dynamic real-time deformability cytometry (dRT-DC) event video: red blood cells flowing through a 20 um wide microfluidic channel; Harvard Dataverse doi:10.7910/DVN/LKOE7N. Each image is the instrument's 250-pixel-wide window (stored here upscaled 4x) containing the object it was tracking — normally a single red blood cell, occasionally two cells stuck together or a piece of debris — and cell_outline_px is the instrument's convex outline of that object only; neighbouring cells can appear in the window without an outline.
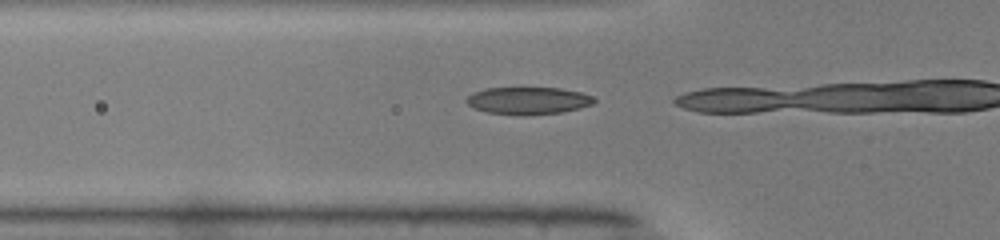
{"species": "common noctule bat (a hibernating species)", "species_latin": "Nyctalus noctula", "temperature_condition": "warm", "stored_images_in_passage": 14, "camera_frame_rate_fps": 3000, "um_per_image_px": 0.085, "animal": {"sex": "male", "body_mass_g": 19.0, "forearm_length_mm": 50.8}, "frame": {"image": 1, "passage_image": 13, "time_ms": 4.0, "image_size_px": [1000, 240], "cell_outline_px": [[596, 100], [592, 104], [580, 108], [560, 112], [524, 116], [516, 116], [488, 112], [476, 108], [468, 104], [464, 100], [472, 92], [484, 88], [560, 88], [580, 92], [592, 96]], "centroid_in_image_um": [44.87, 8.56], "position_along_channel_um": 80.9, "area_um2": 20.4}}